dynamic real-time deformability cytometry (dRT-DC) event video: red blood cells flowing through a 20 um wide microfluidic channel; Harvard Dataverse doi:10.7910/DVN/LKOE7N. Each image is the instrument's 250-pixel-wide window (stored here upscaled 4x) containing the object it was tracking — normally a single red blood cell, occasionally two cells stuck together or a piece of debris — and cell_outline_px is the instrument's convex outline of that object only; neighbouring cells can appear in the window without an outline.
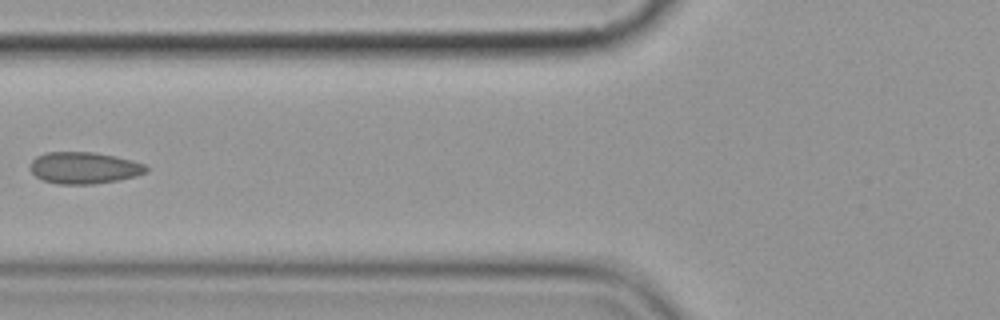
{"species": "common noctule bat (a hibernating species)", "species_latin": "Nyctalus noctula", "temperature_condition": "cold", "stored_images_in_passage": 9, "camera_frame_rate_fps": 3000, "um_per_image_px": 0.085, "animal": {"sex": "female", "body_mass_g": 19.9}, "frame": {"image": 1, "passage_image": 6, "time_ms": 6.667, "image_size_px": [1000, 320], "cell_outline_px": [[148, 172], [136, 176], [116, 180], [92, 184], [56, 184], [44, 180], [36, 176], [28, 168], [32, 160], [36, 156], [44, 152], [92, 152], [116, 156], [132, 160], [144, 164], [148, 168]], "centroid_in_image_um": [7.13, 14.26], "position_along_channel_um": 118.7, "area_um2": 21.5}}
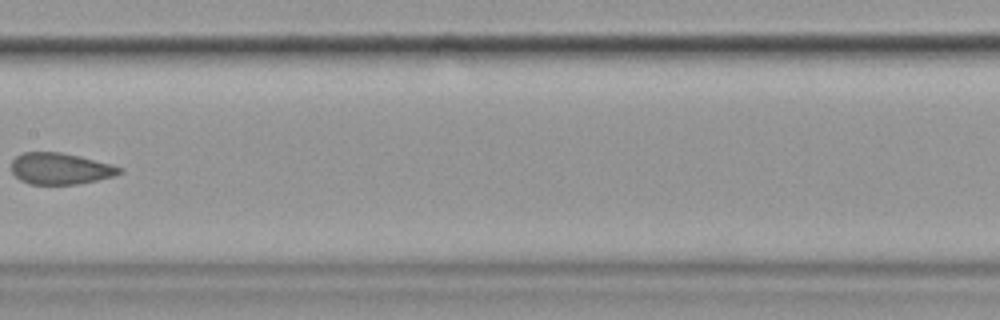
{"frame": {"image": 2, "passage_image": 8, "time_ms": 9.0, "image_size_px": [1000, 320], "cell_outline_px": [[124, 172], [116, 176], [80, 184], [28, 184], [20, 180], [12, 172], [12, 160], [16, 156], [24, 152], [60, 152], [80, 156], [112, 164], [124, 168]], "centroid_in_image_um": [5.18, 14.34], "position_along_channel_um": 202.2, "area_um2": 20.06}}
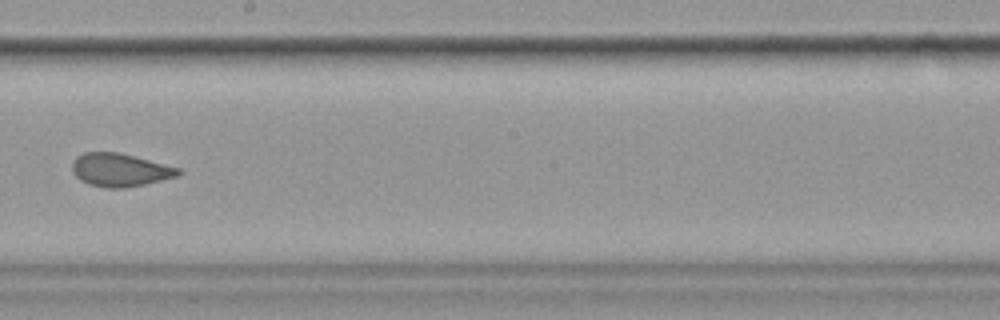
{"frame": {"image": 3, "passage_image": 9, "time_ms": 10.0, "image_size_px": [1000, 320], "cell_outline_px": [[184, 172], [180, 176], [144, 184], [124, 188], [108, 188], [88, 184], [80, 180], [72, 172], [72, 160], [76, 156], [84, 152], [116, 152], [180, 168]], "centroid_in_image_um": [10.19, 14.45], "position_along_channel_um": 238.0, "area_um2": 20.52}}